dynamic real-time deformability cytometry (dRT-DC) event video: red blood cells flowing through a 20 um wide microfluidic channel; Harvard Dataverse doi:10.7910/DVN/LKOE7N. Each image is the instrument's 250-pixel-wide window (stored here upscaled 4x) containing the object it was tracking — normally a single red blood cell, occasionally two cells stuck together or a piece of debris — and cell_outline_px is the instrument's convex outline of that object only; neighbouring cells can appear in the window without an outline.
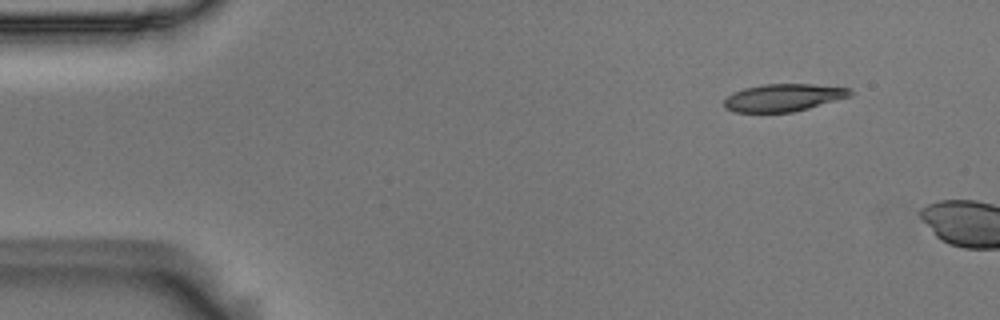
{"species": "Egyptian fruit bat (a non-hibernating species)", "species_latin": "Rousettus aegyptiacus", "temperature_condition": "room temperature", "stored_images_in_passage": 4, "camera_frame_rate_fps": 3000, "um_per_image_px": 0.085, "animal": {"sex": "male"}, "frame": {"image": 1, "passage_image": 4, "time_ms": 1.0, "image_size_px": [1000, 320], "cell_outline_px": [[852, 96], [808, 108], [792, 112], [736, 112], [724, 108], [724, 100], [732, 92], [744, 88], [764, 84], [812, 84], [848, 88], [852, 92]], "centroid_in_image_um": [66.57, 8.29], "position_along_channel_um": 18.4, "area_um2": 20.11}}